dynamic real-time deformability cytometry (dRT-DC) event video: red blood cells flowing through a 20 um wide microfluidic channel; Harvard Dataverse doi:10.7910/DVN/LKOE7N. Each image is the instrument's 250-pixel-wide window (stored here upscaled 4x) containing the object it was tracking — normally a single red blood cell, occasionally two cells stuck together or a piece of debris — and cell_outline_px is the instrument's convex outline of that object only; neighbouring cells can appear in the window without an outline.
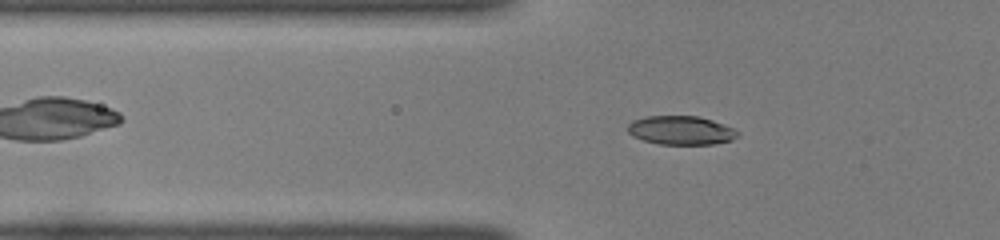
{"species": "common noctule bat (a hibernating species)", "species_latin": "Nyctalus noctula", "temperature_condition": "room temperature", "stored_images_in_passage": 31, "camera_frame_rate_fps": 3000, "um_per_image_px": 0.085, "animal": {"sex": "female", "body_mass_g": 22.0, "forearm_length_mm": 56.7}, "frame": {"image": 1, "passage_image": 5, "time_ms": 1.333, "image_size_px": [1000, 240], "cell_outline_px": [[740, 136], [732, 140], [712, 144], [660, 144], [644, 140], [632, 136], [628, 132], [628, 124], [632, 120], [648, 116], [700, 116], [712, 120], [732, 128], [740, 132]], "centroid_in_image_um": [57.89, 11.07], "position_along_channel_um": 67.9, "area_um2": 18.44}}
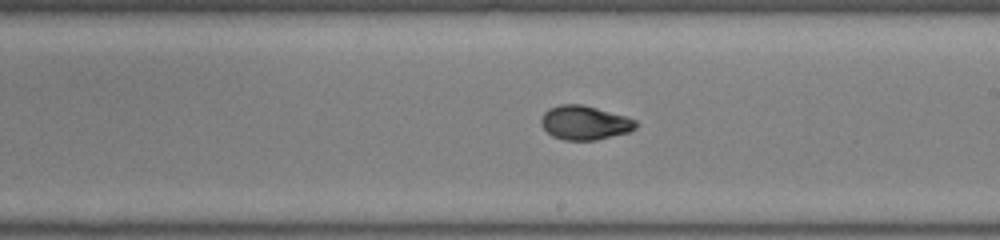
{"frame": {"image": 2, "passage_image": 18, "time_ms": 5.667, "image_size_px": [1000, 240], "cell_outline_px": [[640, 124], [636, 128], [628, 132], [596, 140], [564, 140], [552, 136], [540, 124], [540, 116], [548, 108], [560, 104], [580, 104], [596, 108], [624, 116], [636, 120]], "centroid_in_image_um": [49.67, 10.43], "position_along_channel_um": 239.3, "area_um2": 18.84}}
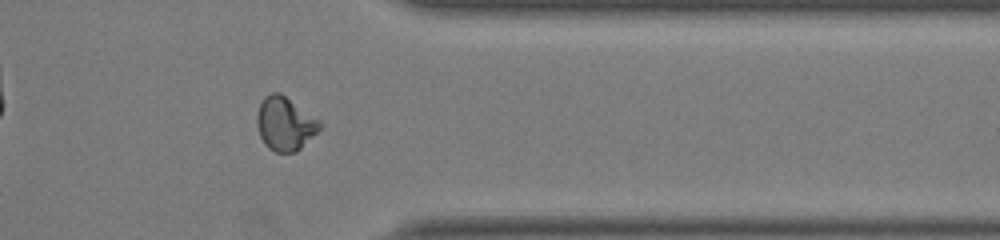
{"frame": {"image": 3, "passage_image": 29, "time_ms": 9.333, "image_size_px": [1000, 240], "cell_outline_px": [[324, 124], [296, 152], [276, 152], [268, 148], [264, 144], [260, 136], [256, 124], [256, 116], [260, 104], [264, 96], [272, 92], [280, 92], [320, 120]], "centroid_in_image_um": [24.21, 10.5], "position_along_channel_um": 387.2, "area_um2": 19.59}, "authors_computed_cell_mechanics": {"area_um2": 18.8428, "velocity_mm_per_s": 4.0903, "shape_relaxation_time_tau1_ms": 4.6646, "shape_relaxation_time_tau2_ms": 1.1019, "deformation_change_tau1": 0.185, "deformation_change_tau2": 0.0455}}